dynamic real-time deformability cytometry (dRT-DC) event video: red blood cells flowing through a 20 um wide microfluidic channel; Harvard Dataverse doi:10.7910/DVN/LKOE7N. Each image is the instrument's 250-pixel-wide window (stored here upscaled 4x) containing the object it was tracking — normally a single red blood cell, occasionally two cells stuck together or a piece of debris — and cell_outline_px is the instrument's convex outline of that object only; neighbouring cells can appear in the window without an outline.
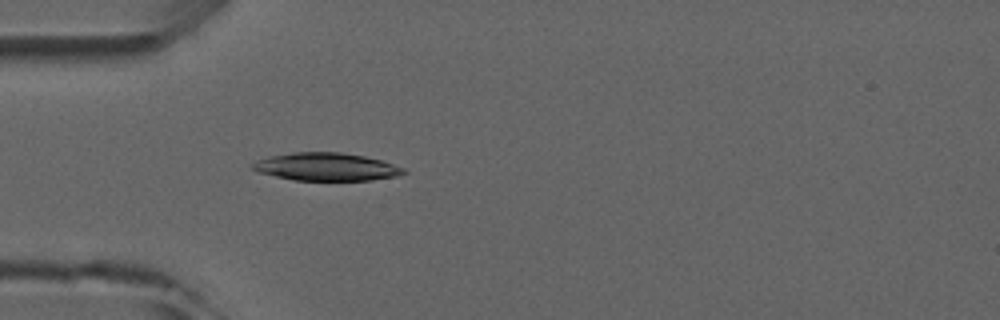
{"species": "common noctule bat (a hibernating species)", "species_latin": "Nyctalus noctula", "temperature_condition": "room temperature", "stored_images_in_passage": 2, "camera_frame_rate_fps": 3000, "um_per_image_px": 0.085, "animal": {"sex": "male", "forearm_length_mm": 52.5}, "frame": {"image": 1, "passage_image": 2, "time_ms": 1.333, "image_size_px": [1000, 320], "cell_outline_px": [[408, 172], [400, 176], [372, 180], [292, 180], [260, 172], [252, 168], [252, 164], [256, 160], [268, 156], [292, 152], [340, 152], [364, 156], [380, 160], [404, 168]], "centroid_in_image_um": [27.75, 14.18], "position_along_channel_um": 57.2, "area_um2": 24.51}}